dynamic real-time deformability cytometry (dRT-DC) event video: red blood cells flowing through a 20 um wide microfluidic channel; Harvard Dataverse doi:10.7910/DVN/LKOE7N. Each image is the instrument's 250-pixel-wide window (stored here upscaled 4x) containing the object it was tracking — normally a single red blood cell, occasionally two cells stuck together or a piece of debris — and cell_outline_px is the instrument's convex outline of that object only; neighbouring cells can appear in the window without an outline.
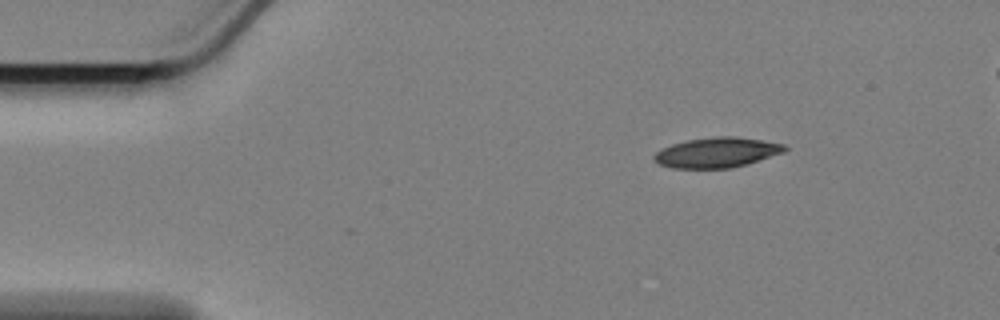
{"species": "Egyptian fruit bat (a non-hibernating species)", "species_latin": "Rousettus aegyptiacus", "temperature_condition": "cold", "stored_images_in_passage": 52, "camera_frame_rate_fps": 3000, "um_per_image_px": 0.085, "animal": {"sex": "female"}, "frame": {"image": 1, "passage_image": 1, "time_ms": 0.0, "image_size_px": [1000, 320], "cell_outline_px": [[788, 148], [784, 152], [744, 164], [728, 168], [672, 168], [660, 164], [652, 156], [656, 152], [672, 144], [688, 140], [716, 136], [736, 136], [784, 144]], "centroid_in_image_um": [60.93, 12.95], "position_along_channel_um": 24.1, "area_um2": 22.48}}
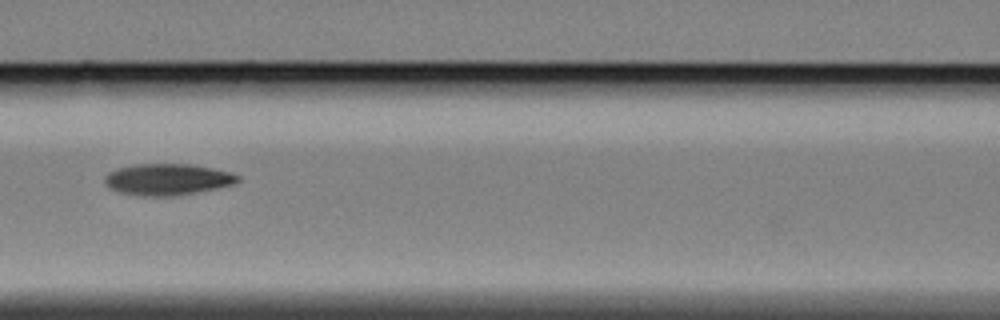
{"frame": {"image": 2, "passage_image": 18, "time_ms": 5.667, "image_size_px": [1000, 320], "cell_outline_px": [[240, 180], [232, 184], [216, 188], [196, 192], [172, 196], [140, 196], [120, 192], [108, 188], [104, 184], [104, 176], [108, 172], [116, 168], [136, 164], [188, 164], [212, 168], [232, 172], [240, 176]], "centroid_in_image_um": [14.19, 15.25], "position_along_channel_um": 152.4, "area_um2": 24.45}}
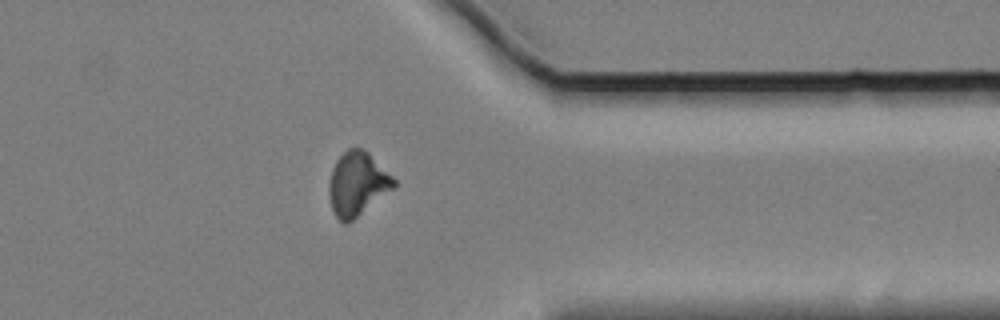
{"frame": {"image": 3, "passage_image": 39, "time_ms": 12.667, "image_size_px": [1000, 320], "cell_outline_px": [[396, 188], [348, 224], [344, 224], [336, 216], [332, 208], [328, 192], [328, 188], [332, 168], [336, 160], [348, 148], [364, 148], [396, 180]], "centroid_in_image_um": [30.39, 15.64], "position_along_channel_um": 381.0, "area_um2": 24.28}, "authors_computed_cell_mechanics": {"area_um2": 23.5824, "velocity_mm_per_s": 3.3963, "shape_relaxation_time_tau1_ms": 4.9757, "shape_relaxation_time_tau2_ms": null, "deformation_change_tau1": 0.1405, "deformation_change_tau2": null}}